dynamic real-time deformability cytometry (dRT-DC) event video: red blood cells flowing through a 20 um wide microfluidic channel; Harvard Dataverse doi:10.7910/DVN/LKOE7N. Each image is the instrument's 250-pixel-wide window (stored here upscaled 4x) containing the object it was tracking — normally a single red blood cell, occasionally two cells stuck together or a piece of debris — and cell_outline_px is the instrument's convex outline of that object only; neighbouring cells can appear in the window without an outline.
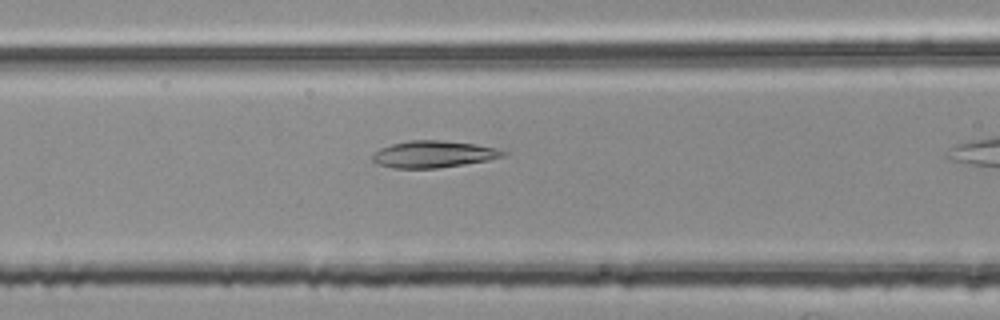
{"species": "common noctule bat (a hibernating species)", "species_latin": "Nyctalus noctula", "temperature_condition": "room temperature", "stored_images_in_passage": 10, "camera_frame_rate_fps": 3000, "um_per_image_px": 0.085, "animal": {"sex": "female", "body_mass_g": 25.1}, "frame": {"image": 1, "passage_image": 9, "time_ms": 2.667, "image_size_px": [1000, 320], "cell_outline_px": [[508, 152], [504, 156], [488, 160], [436, 168], [392, 168], [376, 164], [372, 160], [372, 156], [380, 148], [392, 144], [408, 140], [440, 140], [472, 144], [496, 148]], "centroid_in_image_um": [36.81, 13.11], "position_along_channel_um": 129.8, "area_um2": 20.23}}